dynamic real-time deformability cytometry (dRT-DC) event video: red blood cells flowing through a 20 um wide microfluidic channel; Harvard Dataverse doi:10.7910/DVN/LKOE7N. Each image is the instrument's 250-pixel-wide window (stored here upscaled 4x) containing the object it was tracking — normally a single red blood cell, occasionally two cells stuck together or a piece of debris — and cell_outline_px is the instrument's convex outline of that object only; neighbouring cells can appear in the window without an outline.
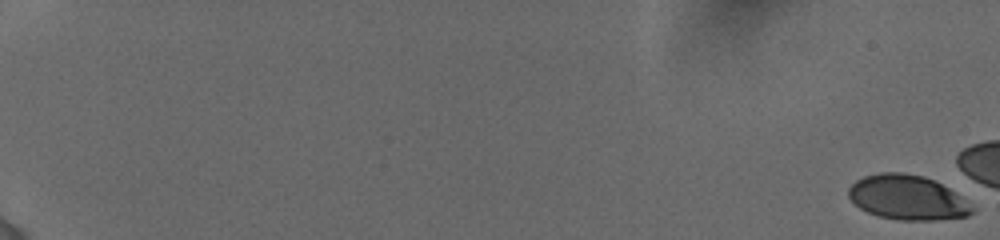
{"species": "human", "species_latin": "Homo sapiens", "temperature_condition": "cold", "stored_images_in_passage": 8, "camera_frame_rate_fps": 3000, "um_per_image_px": 0.085, "donor": {"sex": "female"}, "frame": {"image": 1, "passage_image": 1, "time_ms": 0.0, "image_size_px": [1000, 240], "cell_outline_px": [[972, 212], [968, 216], [936, 220], [900, 220], [880, 216], [868, 212], [860, 208], [848, 196], [848, 188], [856, 180], [864, 176], [880, 172], [904, 172], [924, 176], [956, 192], [972, 208]], "centroid_in_image_um": [77.09, 16.78], "position_along_channel_um": 7.9, "area_um2": 31.85}}